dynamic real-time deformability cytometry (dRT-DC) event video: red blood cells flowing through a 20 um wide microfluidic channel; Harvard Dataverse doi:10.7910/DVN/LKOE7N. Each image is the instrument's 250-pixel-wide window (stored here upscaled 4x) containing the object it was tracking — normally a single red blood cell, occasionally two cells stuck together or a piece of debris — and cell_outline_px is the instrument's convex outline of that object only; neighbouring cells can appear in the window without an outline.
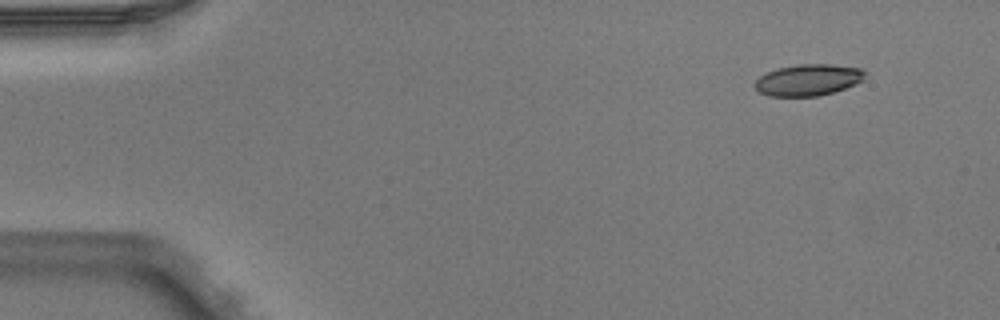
{"species": "Egyptian fruit bat (a non-hibernating species)", "species_latin": "Rousettus aegyptiacus", "temperature_condition": "warm", "stored_images_in_passage": 5, "camera_frame_rate_fps": 3000, "um_per_image_px": 0.085, "animal": {"sex": "male"}, "frame": {"image": 1, "passage_image": 5, "time_ms": 1.333, "image_size_px": [1000, 320], "cell_outline_px": [[864, 80], [856, 84], [820, 96], [768, 96], [760, 92], [752, 84], [760, 76], [768, 72], [780, 68], [800, 64], [832, 64], [860, 68], [864, 72]], "centroid_in_image_um": [68.69, 6.8], "position_along_channel_um": 16.3, "area_um2": 20.06}}